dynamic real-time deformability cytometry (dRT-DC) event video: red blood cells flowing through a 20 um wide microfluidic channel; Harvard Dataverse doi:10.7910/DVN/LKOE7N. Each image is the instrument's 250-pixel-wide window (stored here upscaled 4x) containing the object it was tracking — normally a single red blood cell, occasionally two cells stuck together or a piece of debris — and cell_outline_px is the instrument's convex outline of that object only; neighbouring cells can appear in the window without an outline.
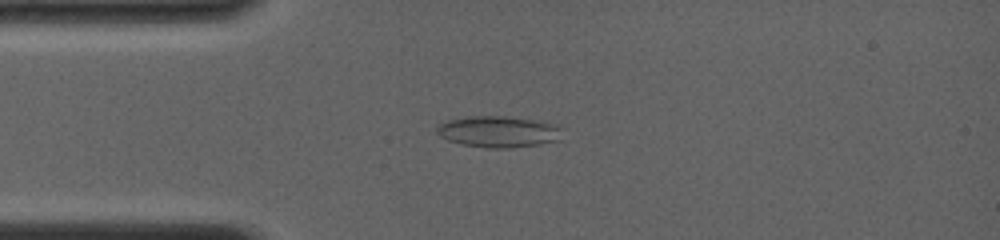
{"species": "common noctule bat (a hibernating species)", "species_latin": "Nyctalus noctula", "temperature_condition": "room temperature", "stored_images_in_passage": 49, "camera_frame_rate_fps": 4000, "um_per_image_px": 0.085, "animal": {"sex": "female", "body_mass_g": 19.0, "forearm_length_mm": 56.7}, "frame": {"image": 1, "passage_image": 14, "time_ms": 3.25, "image_size_px": [1000, 240], "cell_outline_px": [[564, 128], [560, 140], [540, 144], [512, 148], [488, 148], [460, 144], [448, 140], [440, 136], [436, 132], [436, 128], [440, 124], [448, 120], [472, 116], [504, 116], [540, 120]], "centroid_in_image_um": [42.41, 11.2], "position_along_channel_um": 42.6, "area_um2": 23.12}}
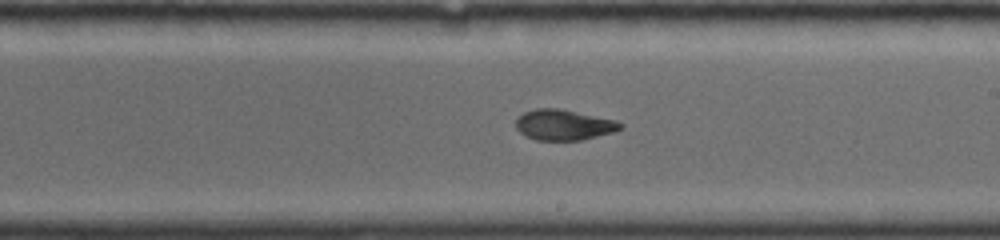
{"frame": {"image": 2, "passage_image": 35, "time_ms": 8.5, "image_size_px": [1000, 240], "cell_outline_px": [[624, 128], [612, 132], [580, 140], [536, 140], [524, 136], [516, 128], [516, 120], [524, 112], [536, 108], [560, 108], [616, 120], [624, 124]], "centroid_in_image_um": [47.92, 10.61], "position_along_channel_um": 241.1, "area_um2": 18.67}}
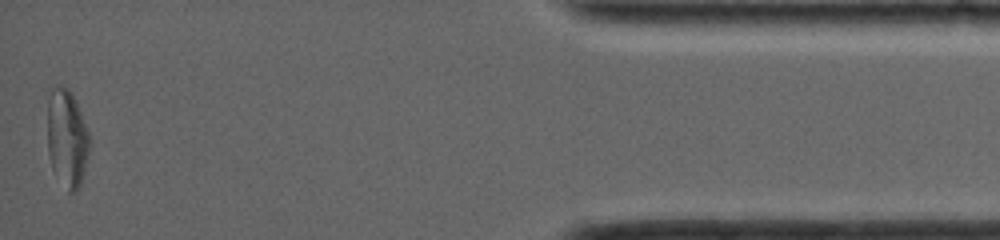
{"frame": {"image": 3, "passage_image": 49, "time_ms": 14.75, "image_size_px": [1000, 240], "cell_outline_px": [[88, 152], [80, 188], [76, 192], [68, 192], [52, 168], [48, 152], [44, 92], [48, 88], [56, 84], [64, 84], [72, 92], [76, 100], [88, 132]], "centroid_in_image_um": [5.6, 11.59], "position_along_channel_um": 429.6, "area_um2": 25.03}, "authors_computed_cell_mechanics": {"area_um2": 20.1722, "velocity_mm_per_s": 4.0546, "shape_relaxation_time_tau1_ms": null, "shape_relaxation_time_tau2_ms": 2.1762, "deformation_change_tau1": null, "deformation_change_tau2": 0.0739}}